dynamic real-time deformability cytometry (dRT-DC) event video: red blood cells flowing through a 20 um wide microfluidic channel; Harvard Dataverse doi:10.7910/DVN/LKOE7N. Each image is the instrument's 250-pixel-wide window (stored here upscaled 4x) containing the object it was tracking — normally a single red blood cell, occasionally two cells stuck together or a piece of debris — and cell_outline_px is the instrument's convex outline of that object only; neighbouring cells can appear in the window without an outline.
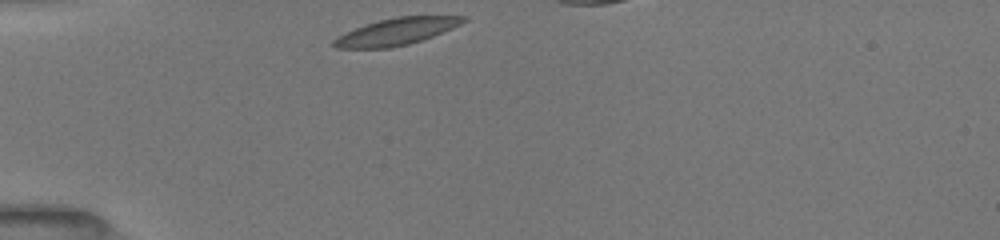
{"species": "common noctule bat (a hibernating species)", "species_latin": "Nyctalus noctula", "temperature_condition": "room temperature", "stored_images_in_passage": 32, "camera_frame_rate_fps": 3000, "um_per_image_px": 0.085, "animal": {"sex": "female", "body_mass_g": 19.5, "forearm_length_mm": 54.1}, "frame": {"image": 1, "passage_image": 1, "time_ms": 0.0, "image_size_px": [1000, 240], "cell_outline_px": [[468, 20], [452, 28], [432, 36], [408, 44], [392, 48], [336, 48], [332, 44], [332, 40], [356, 28], [380, 20], [396, 16], [468, 16]], "centroid_in_image_um": [33.73, 2.68], "position_along_channel_um": 51.3, "area_um2": 19.94}}
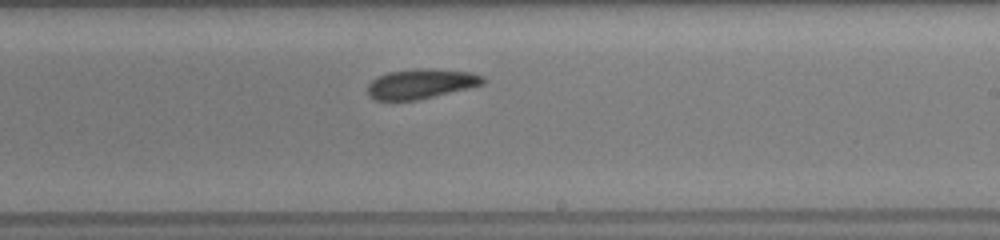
{"frame": {"image": 2, "passage_image": 18, "time_ms": 5.667, "image_size_px": [1000, 240], "cell_outline_px": [[484, 84], [468, 88], [416, 100], [376, 100], [368, 96], [368, 84], [372, 80], [388, 72], [412, 68], [432, 68], [472, 72], [484, 76]], "centroid_in_image_um": [35.79, 7.1], "position_along_channel_um": 253.2, "area_um2": 20.06}}
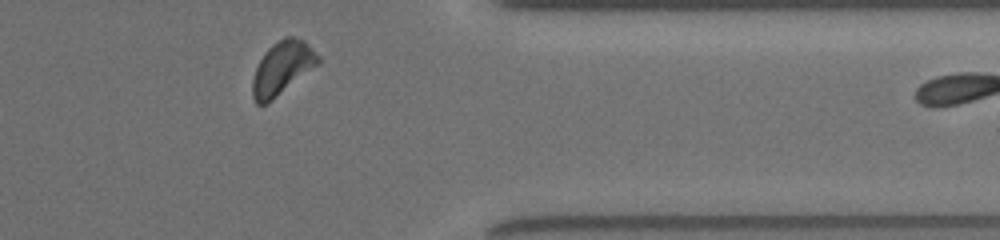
{"frame": {"image": 3, "passage_image": 29, "time_ms": 9.333, "image_size_px": [1000, 240], "cell_outline_px": [[320, 64], [268, 104], [256, 104], [252, 96], [252, 80], [256, 68], [264, 52], [272, 44], [288, 36], [292, 36], [304, 40], [320, 56]], "centroid_in_image_um": [24.01, 5.8], "position_along_channel_um": 387.4, "area_um2": 20.58}, "authors_computed_cell_mechanics": {"area_um2": 20.2878, "velocity_mm_per_s": 3.9211, "shape_relaxation_time_tau1_ms": 2.0985, "shape_relaxation_time_tau2_ms": 5.6434, "deformation_change_tau1": 0.0933, "deformation_change_tau2": 0.1411}}